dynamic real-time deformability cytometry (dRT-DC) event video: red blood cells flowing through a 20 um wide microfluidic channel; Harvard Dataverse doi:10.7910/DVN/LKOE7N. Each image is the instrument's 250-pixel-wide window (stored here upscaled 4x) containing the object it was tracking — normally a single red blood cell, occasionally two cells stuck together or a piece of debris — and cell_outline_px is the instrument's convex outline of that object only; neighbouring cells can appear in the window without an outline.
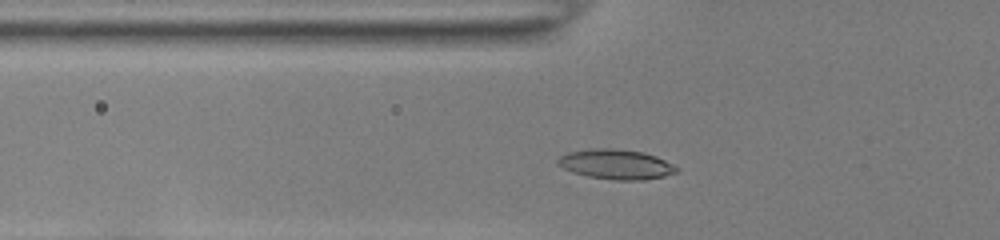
{"species": "common noctule bat (a hibernating species)", "species_latin": "Nyctalus noctula", "temperature_condition": "room temperature", "stored_images_in_passage": 40, "camera_frame_rate_fps": 3000, "um_per_image_px": 0.085, "animal": {"sex": "female", "body_mass_g": 22.0, "forearm_length_mm": 56.7}, "frame": {"image": 1, "passage_image": 6, "time_ms": 1.667, "image_size_px": [1000, 240], "cell_outline_px": [[680, 172], [664, 176], [644, 180], [616, 180], [588, 176], [572, 172], [556, 164], [556, 160], [560, 156], [568, 152], [592, 148], [616, 148], [644, 152], [656, 156], [680, 168]], "centroid_in_image_um": [52.38, 13.96], "position_along_channel_um": 73.4, "area_um2": 20.87}}
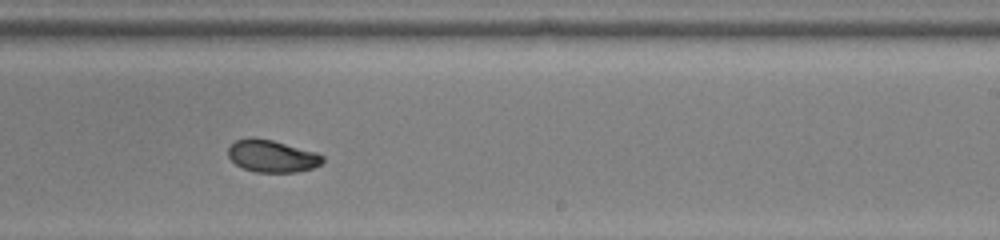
{"frame": {"image": 2, "passage_image": 21, "time_ms": 6.667, "image_size_px": [1000, 240], "cell_outline_px": [[324, 160], [320, 164], [312, 168], [296, 172], [256, 172], [244, 168], [236, 164], [228, 156], [228, 148], [236, 140], [272, 140], [316, 152], [324, 156]], "centroid_in_image_um": [23.16, 13.3], "position_along_channel_um": 265.8, "area_um2": 17.17}}
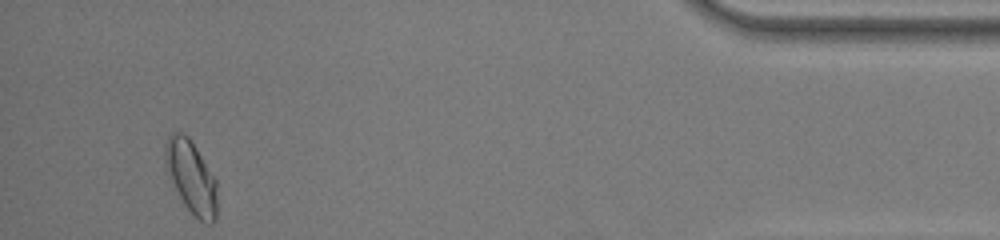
{"frame": {"image": 3, "passage_image": 37, "time_ms": 12.0, "image_size_px": [1000, 240], "cell_outline_px": [[216, 220], [212, 224], [204, 224], [184, 204], [164, 164], [164, 148], [168, 136], [172, 132], [180, 132], [188, 136], [196, 148], [216, 180]], "centroid_in_image_um": [16.25, 15.03], "position_along_channel_um": 419.0, "area_um2": 21.62}, "authors_computed_cell_mechanics": {"area_um2": 18.4382, "velocity_mm_per_s": 3.8798, "shape_relaxation_time_tau1_ms": 4.9091, "shape_relaxation_time_tau2_ms": 2.1139, "deformation_change_tau1": 0.1488, "deformation_change_tau2": 0.0347}}